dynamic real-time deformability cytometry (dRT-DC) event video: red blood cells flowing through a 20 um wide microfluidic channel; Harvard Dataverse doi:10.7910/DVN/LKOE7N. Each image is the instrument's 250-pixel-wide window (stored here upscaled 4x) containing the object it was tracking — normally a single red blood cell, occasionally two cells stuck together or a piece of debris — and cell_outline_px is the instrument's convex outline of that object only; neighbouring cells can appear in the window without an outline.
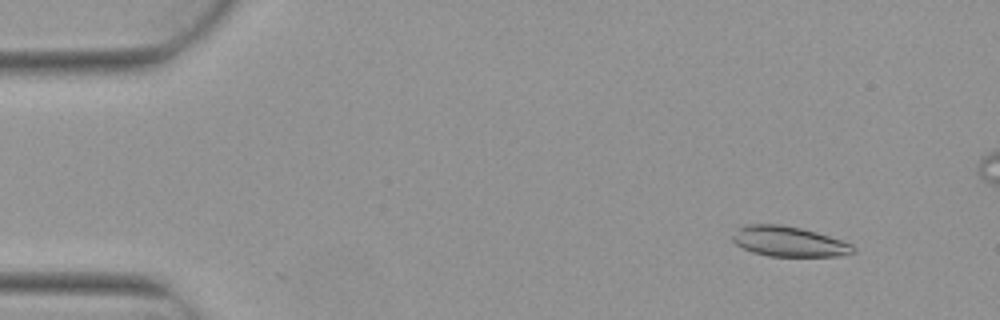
{"species": "Egyptian fruit bat (a non-hibernating species)", "species_latin": "Rousettus aegyptiacus", "temperature_condition": "warm", "stored_images_in_passage": 6, "camera_frame_rate_fps": 3000, "um_per_image_px": 0.085, "animal": {"sex": "female"}, "frame": {"image": 1, "passage_image": 2, "time_ms": 0.333, "image_size_px": [1000, 320], "cell_outline_px": [[856, 252], [836, 256], [768, 256], [752, 252], [736, 244], [732, 240], [732, 236], [736, 228], [748, 224], [780, 224], [800, 228], [816, 232], [852, 244], [856, 248]], "centroid_in_image_um": [67.02, 20.52], "position_along_channel_um": 18.0, "area_um2": 21.15}}
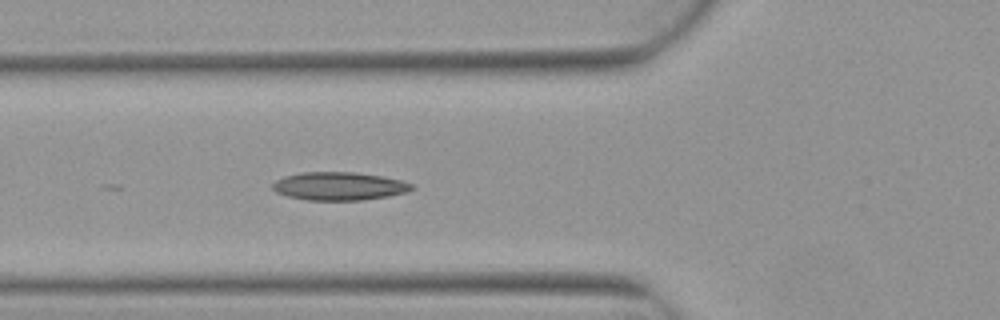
{"frame": {"image": 2, "passage_image": 6, "time_ms": 1.667, "image_size_px": [1000, 320], "cell_outline_px": [[416, 188], [404, 192], [388, 196], [364, 200], [304, 200], [288, 196], [276, 192], [272, 188], [272, 184], [276, 180], [284, 176], [300, 172], [356, 172], [380, 176], [400, 180], [412, 184]], "centroid_in_image_um": [28.79, 15.82], "position_along_channel_um": 97.0, "area_um2": 22.83}}